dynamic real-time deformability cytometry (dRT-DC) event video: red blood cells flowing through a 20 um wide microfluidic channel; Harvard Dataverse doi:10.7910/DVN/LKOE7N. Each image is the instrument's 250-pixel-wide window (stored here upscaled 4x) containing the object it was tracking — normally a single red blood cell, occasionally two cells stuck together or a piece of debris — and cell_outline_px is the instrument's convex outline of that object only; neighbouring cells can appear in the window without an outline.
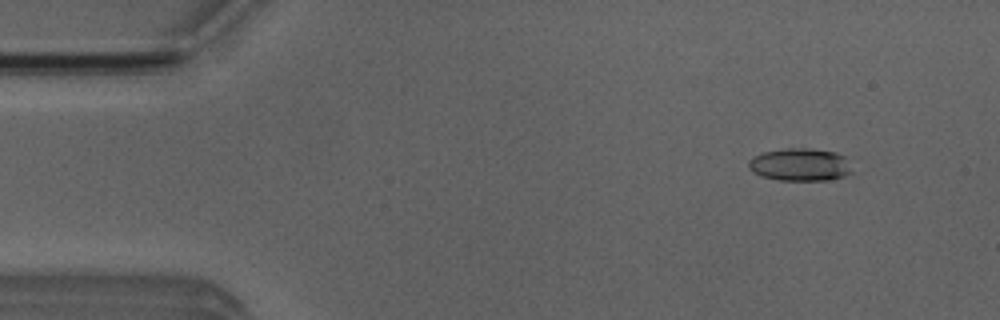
{"species": "Egyptian fruit bat (a non-hibernating species)", "species_latin": "Rousettus aegyptiacus", "temperature_condition": "room temperature", "stored_images_in_passage": 52, "camera_frame_rate_fps": 3000, "um_per_image_px": 0.085, "animal": {"sex": "male"}, "frame": {"image": 1, "passage_image": 5, "time_ms": 1.333, "image_size_px": [1000, 320], "cell_outline_px": [[856, 172], [844, 176], [828, 180], [780, 180], [760, 176], [752, 172], [748, 168], [748, 160], [752, 156], [764, 152], [788, 148], [808, 148], [836, 152], [844, 156]], "centroid_in_image_um": [68.02, 14.0], "position_along_channel_um": 17.0, "area_um2": 20.0}}
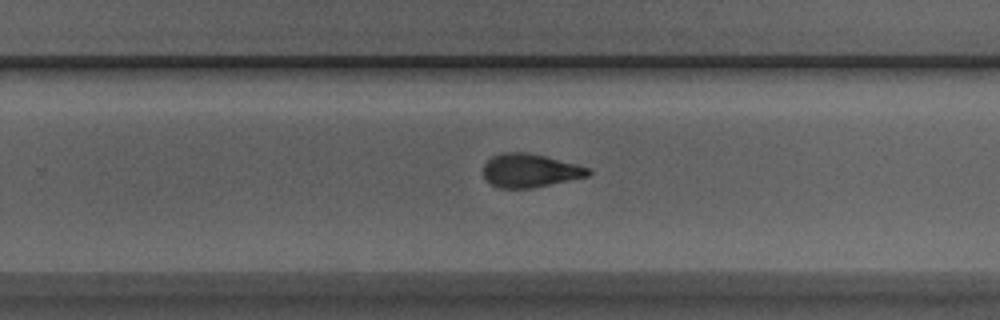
{"frame": {"image": 2, "passage_image": 32, "time_ms": 10.333, "image_size_px": [1000, 320], "cell_outline_px": [[592, 172], [588, 176], [532, 188], [500, 188], [492, 184], [484, 176], [484, 164], [492, 156], [504, 152], [528, 152], [576, 164], [588, 168]], "centroid_in_image_um": [45.04, 14.49], "position_along_channel_um": 284.8, "area_um2": 20.23}}
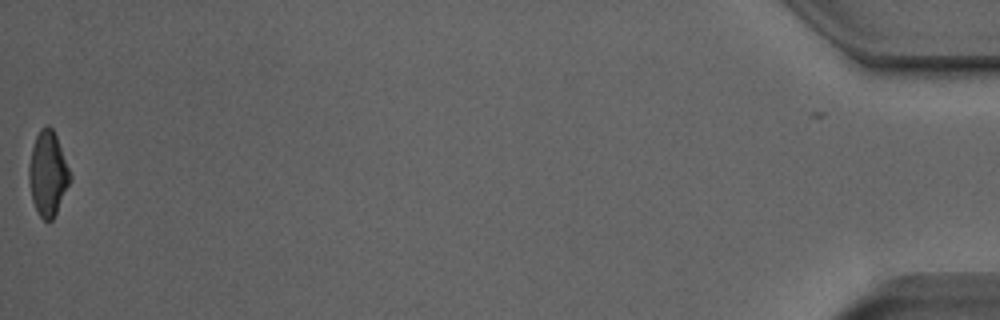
{"frame": {"image": 3, "passage_image": 51, "time_ms": 16.667, "image_size_px": [1000, 320], "cell_outline_px": [[72, 180], [52, 220], [44, 220], [40, 216], [32, 200], [28, 180], [28, 164], [32, 148], [36, 136], [40, 128], [48, 124], [52, 128], [56, 136], [72, 176]], "centroid_in_image_um": [4.06, 14.74], "position_along_channel_um": 431.1, "area_um2": 20.23}, "authors_computed_cell_mechanics": {"area_um2": 20.7213, "velocity_mm_per_s": 4.0028, "shape_relaxation_time_tau1_ms": 3.9191, "shape_relaxation_time_tau2_ms": 2.9799, "deformation_change_tau1": 0.1984, "deformation_change_tau2": 0.1114}}